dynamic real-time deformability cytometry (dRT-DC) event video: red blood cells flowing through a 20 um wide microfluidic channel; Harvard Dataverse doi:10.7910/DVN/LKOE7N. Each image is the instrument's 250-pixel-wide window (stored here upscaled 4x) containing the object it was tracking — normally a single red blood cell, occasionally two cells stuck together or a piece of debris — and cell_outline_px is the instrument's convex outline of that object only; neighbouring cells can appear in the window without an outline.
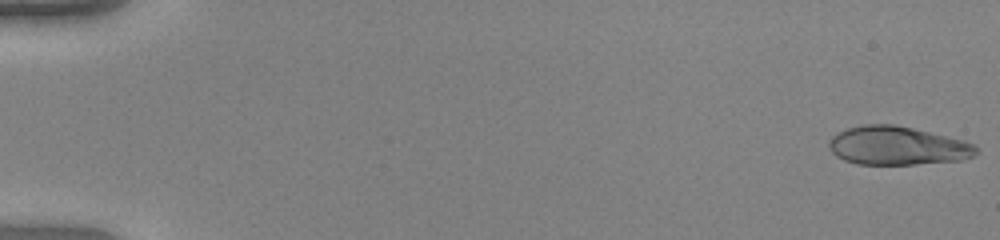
{"species": "human", "species_latin": "Homo sapiens", "temperature_condition": "warm", "stored_images_in_passage": 52, "camera_frame_rate_fps": 3000, "um_per_image_px": 0.085, "donor": {"sex": "female"}, "frame": {"image": 1, "passage_image": 1, "time_ms": 0.0, "image_size_px": [1000, 240], "cell_outline_px": [[980, 152], [964, 160], [916, 164], [856, 164], [844, 160], [836, 156], [828, 148], [828, 140], [836, 132], [848, 128], [864, 124], [896, 124], [964, 140], [976, 144], [980, 148]], "centroid_in_image_um": [76.3, 12.38], "position_along_channel_um": 8.7, "area_um2": 33.52}}
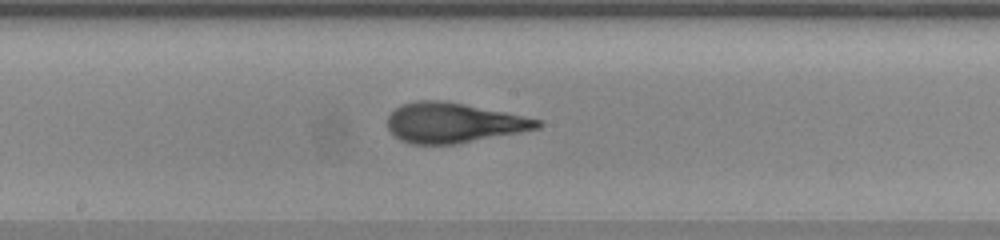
{"frame": {"image": 2, "passage_image": 29, "time_ms": 9.333, "image_size_px": [1000, 240], "cell_outline_px": [[544, 124], [540, 128], [460, 144], [412, 144], [400, 140], [388, 128], [388, 116], [400, 104], [416, 100], [440, 100], [464, 104], [544, 120]], "centroid_in_image_um": [38.57, 10.44], "position_along_channel_um": 209.6, "area_um2": 35.03}}
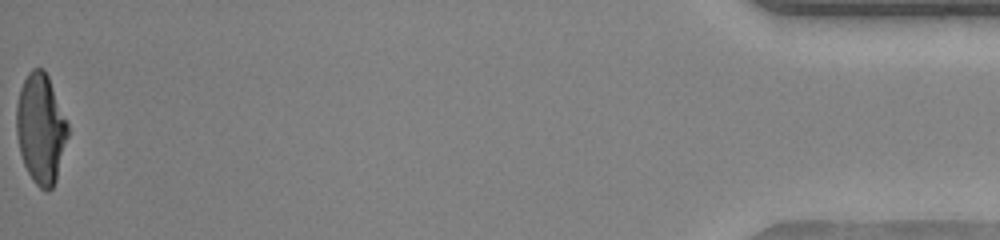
{"frame": {"image": 3, "passage_image": 52, "time_ms": 17.0, "image_size_px": [1000, 240], "cell_outline_px": [[68, 136], [56, 180], [52, 188], [48, 192], [40, 188], [32, 180], [24, 164], [20, 152], [16, 132], [16, 104], [20, 88], [28, 72], [32, 68], [44, 68], [48, 76], [68, 124]], "centroid_in_image_um": [3.46, 10.93], "position_along_channel_um": 431.7, "area_um2": 32.89}, "authors_computed_cell_mechanics": {"area_um2": 33.9575, "velocity_mm_per_s": 4.0755, "shape_relaxation_time_tau1_ms": 5.4249, "shape_relaxation_time_tau2_ms": null, "deformation_change_tau1": 0.2767, "deformation_change_tau2": null}}